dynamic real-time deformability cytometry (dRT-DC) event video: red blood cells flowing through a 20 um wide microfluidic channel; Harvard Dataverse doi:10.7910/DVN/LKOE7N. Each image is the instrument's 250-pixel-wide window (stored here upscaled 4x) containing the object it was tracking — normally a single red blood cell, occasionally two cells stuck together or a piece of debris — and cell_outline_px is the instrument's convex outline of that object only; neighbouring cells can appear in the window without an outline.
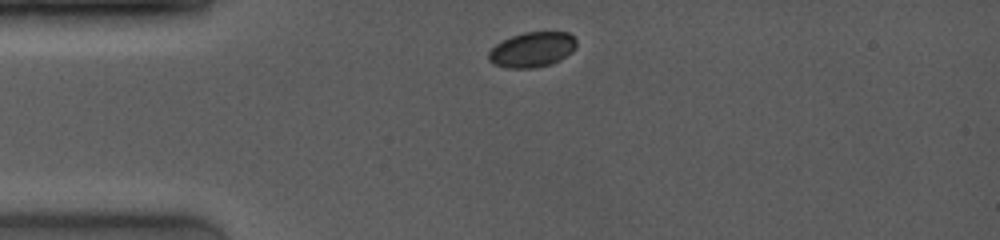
{"species": "common noctule bat (a hibernating species)", "species_latin": "Nyctalus noctula", "temperature_condition": "room temperature", "stored_images_in_passage": 23, "camera_frame_rate_fps": 4000, "um_per_image_px": 0.085, "animal": {"sex": "female", "body_mass_g": 19.0, "forearm_length_mm": 53.3}, "frame": {"image": 1, "passage_image": 1, "time_ms": 0.0, "image_size_px": [1000, 240], "cell_outline_px": [[576, 48], [572, 52], [560, 60], [552, 64], [532, 68], [504, 68], [492, 64], [488, 60], [488, 52], [500, 40], [524, 32], [568, 32], [576, 40]], "centroid_in_image_um": [45.21, 4.22], "position_along_channel_um": 39.8, "area_um2": 18.21}}
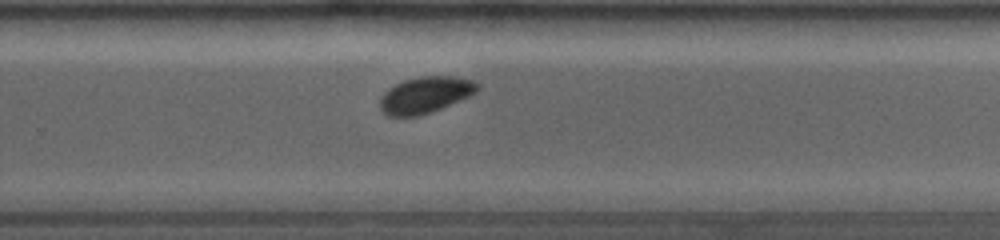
{"frame": {"image": 2, "passage_image": 16, "time_ms": 7.0, "image_size_px": [1000, 240], "cell_outline_px": [[480, 88], [476, 92], [468, 96], [440, 108], [416, 116], [388, 116], [380, 112], [380, 96], [388, 88], [404, 80], [420, 76], [452, 76], [476, 80], [480, 84]], "centroid_in_image_um": [36.14, 8.05], "position_along_channel_um": 293.7, "area_um2": 20.63}}
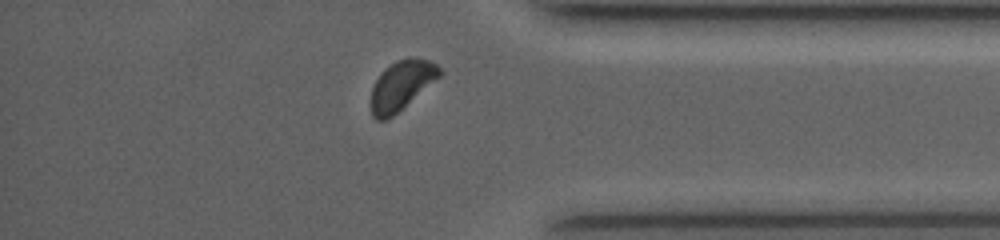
{"frame": {"image": 3, "passage_image": 21, "time_ms": 9.75, "image_size_px": [1000, 240], "cell_outline_px": [[444, 72], [440, 76], [388, 120], [376, 120], [372, 116], [368, 104], [372, 88], [376, 80], [384, 68], [396, 60], [412, 56], [428, 60], [436, 64]], "centroid_in_image_um": [34.08, 7.26], "position_along_channel_um": 401.1, "area_um2": 20.0}, "authors_computed_cell_mechanics": {"area_um2": 20.5768, "velocity_mm_per_s": 4.0416, "shape_relaxation_time_tau1_ms": 1.7299, "shape_relaxation_time_tau2_ms": null, "deformation_change_tau1": 0.0597, "deformation_change_tau2": null}}